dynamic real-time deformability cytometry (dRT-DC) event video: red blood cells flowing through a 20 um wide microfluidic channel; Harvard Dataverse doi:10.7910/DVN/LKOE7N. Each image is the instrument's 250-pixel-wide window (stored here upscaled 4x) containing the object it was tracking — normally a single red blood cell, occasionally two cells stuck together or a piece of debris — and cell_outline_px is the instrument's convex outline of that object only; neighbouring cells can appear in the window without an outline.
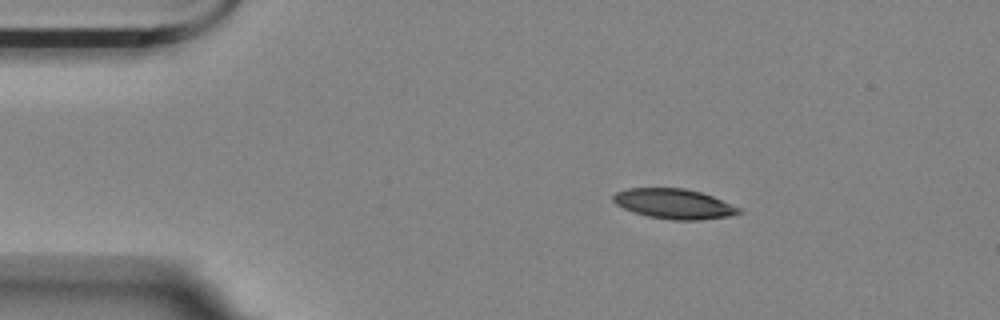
{"species": "Egyptian fruit bat (a non-hibernating species)", "species_latin": "Rousettus aegyptiacus", "temperature_condition": "room temperature", "stored_images_in_passage": 48, "camera_frame_rate_fps": 3000, "um_per_image_px": 0.085, "animal": {"sex": "female"}, "frame": {"image": 1, "passage_image": 1, "time_ms": 0.0, "image_size_px": [1000, 320], "cell_outline_px": [[744, 212], [732, 216], [700, 220], [672, 220], [648, 216], [632, 212], [616, 204], [612, 200], [612, 196], [616, 192], [628, 188], [684, 188], [700, 192], [712, 196], [740, 208]], "centroid_in_image_um": [57.29, 17.33], "position_along_channel_um": 27.7, "area_um2": 22.02}}
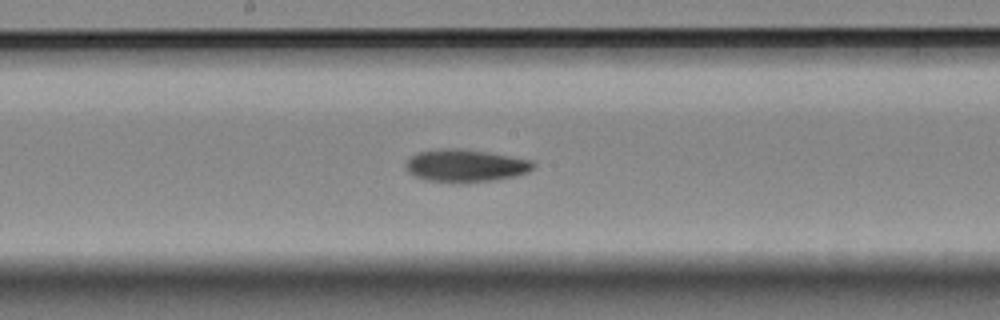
{"frame": {"image": 2, "passage_image": 21, "time_ms": 6.667, "image_size_px": [1000, 320], "cell_outline_px": [[536, 164], [528, 172], [512, 176], [492, 180], [468, 184], [452, 184], [428, 180], [416, 176], [408, 172], [404, 168], [404, 164], [412, 156], [420, 152], [444, 148], [464, 148], [488, 152], [532, 160]], "centroid_in_image_um": [39.55, 14.1], "position_along_channel_um": 208.7, "area_um2": 24.51}}
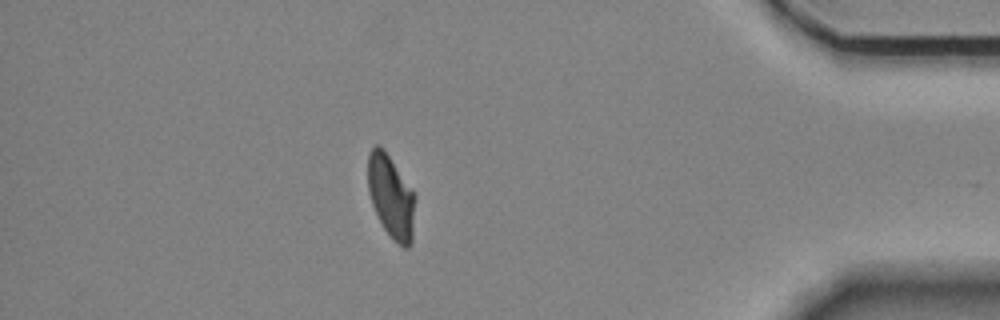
{"frame": {"image": 3, "passage_image": 41, "time_ms": 13.333, "image_size_px": [1000, 320], "cell_outline_px": [[416, 196], [412, 244], [408, 248], [404, 248], [392, 240], [384, 228], [372, 204], [368, 192], [368, 152], [376, 144], [380, 144], [384, 148]], "centroid_in_image_um": [33.25, 16.72], "position_along_channel_um": 402.0, "area_um2": 23.06}, "authors_computed_cell_mechanics": {"area_um2": 23.6113, "velocity_mm_per_s": 3.5265, "shape_relaxation_time_tau1_ms": 5.832, "shape_relaxation_time_tau2_ms": 3.8475, "deformation_change_tau1": 0.1485, "deformation_change_tau2": 0.0907}}